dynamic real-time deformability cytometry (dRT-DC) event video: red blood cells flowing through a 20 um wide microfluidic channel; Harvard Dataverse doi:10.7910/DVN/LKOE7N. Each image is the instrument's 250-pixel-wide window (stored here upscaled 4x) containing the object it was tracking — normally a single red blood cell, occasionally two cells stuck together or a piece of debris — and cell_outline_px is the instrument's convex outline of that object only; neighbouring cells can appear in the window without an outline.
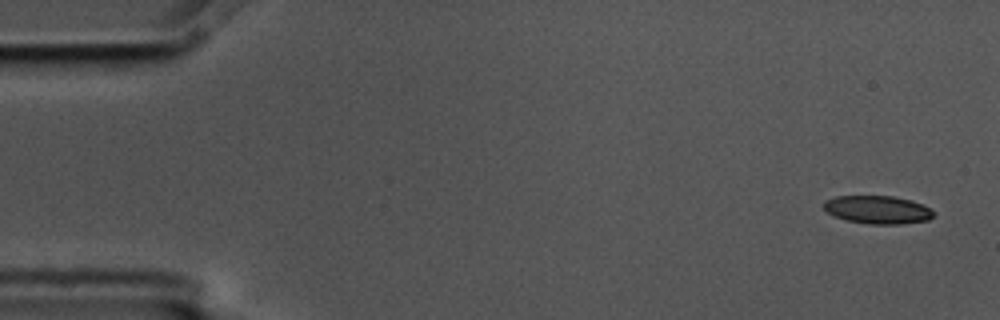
{"species": "common noctule bat (a hibernating species)", "species_latin": "Nyctalus noctula", "temperature_condition": "cold", "stored_images_in_passage": 6, "camera_frame_rate_fps": 3000, "um_per_image_px": 0.085, "animal": {"sex": "male", "body_mass_g": 17.5, "forearm_length_mm": 52.3}, "frame": {"image": 1, "passage_image": 1, "time_ms": 0.0, "image_size_px": [1000, 320], "cell_outline_px": [[936, 216], [928, 220], [900, 224], [872, 224], [848, 220], [832, 216], [824, 208], [824, 200], [836, 196], [892, 196], [908, 200], [920, 204], [928, 208]], "centroid_in_image_um": [74.57, 17.83], "position_along_channel_um": 10.4, "area_um2": 17.74}}